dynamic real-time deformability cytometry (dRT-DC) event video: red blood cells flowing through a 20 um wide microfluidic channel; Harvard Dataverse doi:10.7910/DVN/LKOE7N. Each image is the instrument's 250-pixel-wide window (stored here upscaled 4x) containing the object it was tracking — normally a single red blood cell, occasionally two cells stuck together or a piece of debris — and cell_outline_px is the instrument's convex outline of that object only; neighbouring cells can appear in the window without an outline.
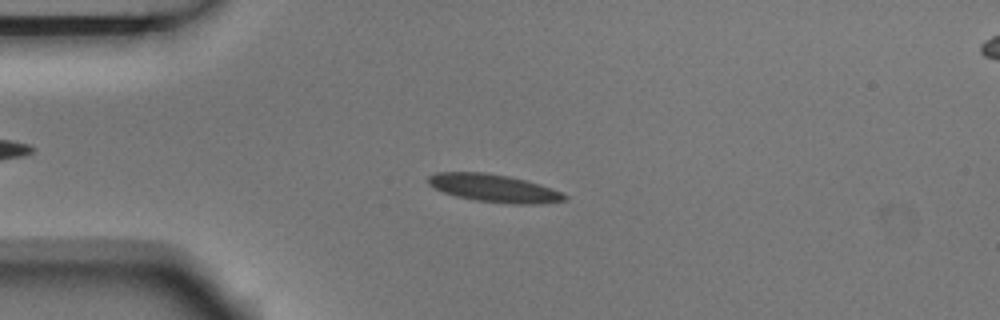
{"species": "Egyptian fruit bat (a non-hibernating species)", "species_latin": "Rousettus aegyptiacus", "temperature_condition": "room temperature", "stored_images_in_passage": 4, "segment_of_instrument_passage": [1, 2], "camera_frame_rate_fps": 3000, "um_per_image_px": 0.085, "animal": {"sex": "male"}, "frame": {"image": 1, "passage_image": 3, "time_ms": 0.667, "image_size_px": [1000, 320], "cell_outline_px": [[568, 200], [536, 204], [512, 204], [476, 200], [456, 196], [444, 192], [428, 184], [428, 176], [436, 172], [484, 172], [508, 176], [524, 180], [552, 188], [568, 196]], "centroid_in_image_um": [41.99, 15.99], "position_along_channel_um": 43.0, "area_um2": 21.91}}